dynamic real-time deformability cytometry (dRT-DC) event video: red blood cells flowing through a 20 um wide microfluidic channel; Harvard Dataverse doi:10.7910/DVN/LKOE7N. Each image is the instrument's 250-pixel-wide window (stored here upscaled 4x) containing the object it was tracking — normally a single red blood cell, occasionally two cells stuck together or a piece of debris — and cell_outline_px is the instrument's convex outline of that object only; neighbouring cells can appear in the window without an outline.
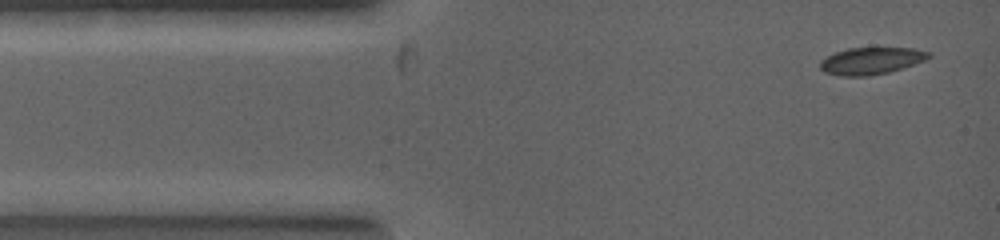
{"species": "common noctule bat (a hibernating species)", "species_latin": "Nyctalus noctula", "temperature_condition": "warm", "stored_images_in_passage": 5, "camera_frame_rate_fps": 5000, "um_per_image_px": 0.085, "animal": {"sex": "female", "body_mass_g": 19.0, "forearm_length_mm": 53.3}, "frame": {"image": 1, "passage_image": 1, "time_ms": 0.0, "image_size_px": [1000, 240], "cell_outline_px": [[932, 56], [924, 60], [888, 72], [864, 76], [844, 76], [824, 72], [820, 68], [820, 60], [836, 52], [848, 48], [912, 48], [928, 52]], "centroid_in_image_um": [74.01, 5.16], "position_along_channel_um": 11.0, "area_um2": 16.7}}